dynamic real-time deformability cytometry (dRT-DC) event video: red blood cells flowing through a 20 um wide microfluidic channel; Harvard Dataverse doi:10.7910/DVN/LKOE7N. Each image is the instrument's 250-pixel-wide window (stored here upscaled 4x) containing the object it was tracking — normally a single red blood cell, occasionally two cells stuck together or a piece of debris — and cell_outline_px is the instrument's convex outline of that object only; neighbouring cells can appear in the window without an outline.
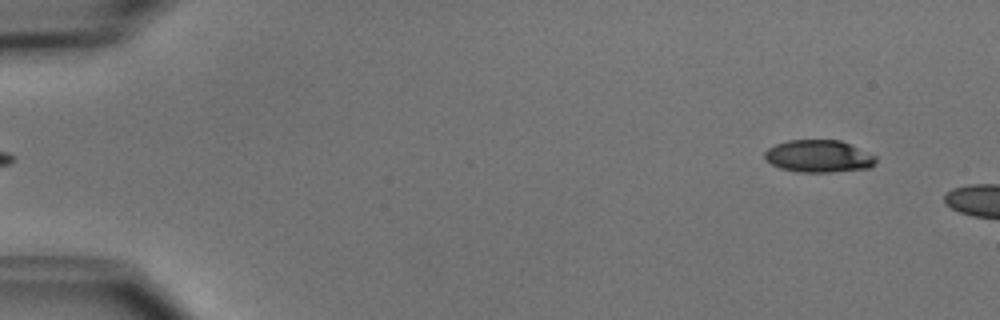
{"species": "common noctule bat (a hibernating species)", "species_latin": "Nyctalus noctula", "temperature_condition": "cold", "stored_images_in_passage": 4, "segment_of_instrument_passage": [2, 2], "camera_frame_rate_fps": 3000, "um_per_image_px": 0.085, "animal": {"sex": "male", "body_mass_g": 15.6}, "frame": {"image": 1, "passage_image": 4, "time_ms": 3.667, "image_size_px": [1000, 320], "cell_outline_px": [[876, 160], [868, 168], [828, 172], [796, 172], [780, 168], [764, 160], [764, 152], [768, 148], [776, 144], [788, 140], [840, 140], [876, 156]], "centroid_in_image_um": [69.52, 13.28], "position_along_channel_um": 15.5, "area_um2": 20.81}}